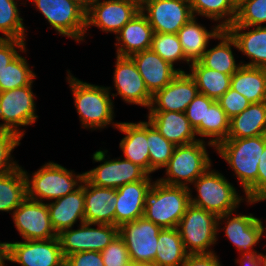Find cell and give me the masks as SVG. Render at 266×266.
I'll use <instances>...</instances> for the list:
<instances>
[{
	"label": "cell",
	"instance_id": "obj_25",
	"mask_svg": "<svg viewBox=\"0 0 266 266\" xmlns=\"http://www.w3.org/2000/svg\"><path fill=\"white\" fill-rule=\"evenodd\" d=\"M148 121L175 146L198 140L185 112L149 111Z\"/></svg>",
	"mask_w": 266,
	"mask_h": 266
},
{
	"label": "cell",
	"instance_id": "obj_4",
	"mask_svg": "<svg viewBox=\"0 0 266 266\" xmlns=\"http://www.w3.org/2000/svg\"><path fill=\"white\" fill-rule=\"evenodd\" d=\"M210 158L203 140L176 146L168 161L166 178L157 179L168 185L188 187L211 167ZM184 180V181H182ZM189 182V183H188Z\"/></svg>",
	"mask_w": 266,
	"mask_h": 266
},
{
	"label": "cell",
	"instance_id": "obj_26",
	"mask_svg": "<svg viewBox=\"0 0 266 266\" xmlns=\"http://www.w3.org/2000/svg\"><path fill=\"white\" fill-rule=\"evenodd\" d=\"M114 125V128L116 127L126 134L119 144L125 159L130 160L150 174L147 122H122L115 123Z\"/></svg>",
	"mask_w": 266,
	"mask_h": 266
},
{
	"label": "cell",
	"instance_id": "obj_51",
	"mask_svg": "<svg viewBox=\"0 0 266 266\" xmlns=\"http://www.w3.org/2000/svg\"><path fill=\"white\" fill-rule=\"evenodd\" d=\"M9 256V243L8 242H0V266H5L4 261H8Z\"/></svg>",
	"mask_w": 266,
	"mask_h": 266
},
{
	"label": "cell",
	"instance_id": "obj_54",
	"mask_svg": "<svg viewBox=\"0 0 266 266\" xmlns=\"http://www.w3.org/2000/svg\"><path fill=\"white\" fill-rule=\"evenodd\" d=\"M260 255L263 265L266 266V255L264 256L262 253H260Z\"/></svg>",
	"mask_w": 266,
	"mask_h": 266
},
{
	"label": "cell",
	"instance_id": "obj_57",
	"mask_svg": "<svg viewBox=\"0 0 266 266\" xmlns=\"http://www.w3.org/2000/svg\"><path fill=\"white\" fill-rule=\"evenodd\" d=\"M237 4L240 3L242 0H234Z\"/></svg>",
	"mask_w": 266,
	"mask_h": 266
},
{
	"label": "cell",
	"instance_id": "obj_1",
	"mask_svg": "<svg viewBox=\"0 0 266 266\" xmlns=\"http://www.w3.org/2000/svg\"><path fill=\"white\" fill-rule=\"evenodd\" d=\"M266 145V135L226 139L215 149L234 170L246 200L257 201L258 162Z\"/></svg>",
	"mask_w": 266,
	"mask_h": 266
},
{
	"label": "cell",
	"instance_id": "obj_44",
	"mask_svg": "<svg viewBox=\"0 0 266 266\" xmlns=\"http://www.w3.org/2000/svg\"><path fill=\"white\" fill-rule=\"evenodd\" d=\"M221 108L225 111L226 115L231 119L235 115L240 114L244 111L251 102L235 91L232 88H229L218 100Z\"/></svg>",
	"mask_w": 266,
	"mask_h": 266
},
{
	"label": "cell",
	"instance_id": "obj_13",
	"mask_svg": "<svg viewBox=\"0 0 266 266\" xmlns=\"http://www.w3.org/2000/svg\"><path fill=\"white\" fill-rule=\"evenodd\" d=\"M8 261L21 266H62L65 263L59 238L9 243Z\"/></svg>",
	"mask_w": 266,
	"mask_h": 266
},
{
	"label": "cell",
	"instance_id": "obj_23",
	"mask_svg": "<svg viewBox=\"0 0 266 266\" xmlns=\"http://www.w3.org/2000/svg\"><path fill=\"white\" fill-rule=\"evenodd\" d=\"M49 216L53 229L57 235L72 226L79 219L80 223L85 222L84 218V179L73 192L47 203Z\"/></svg>",
	"mask_w": 266,
	"mask_h": 266
},
{
	"label": "cell",
	"instance_id": "obj_9",
	"mask_svg": "<svg viewBox=\"0 0 266 266\" xmlns=\"http://www.w3.org/2000/svg\"><path fill=\"white\" fill-rule=\"evenodd\" d=\"M33 81L24 87L0 92V130H9L23 137L19 126L32 125L38 116L35 114Z\"/></svg>",
	"mask_w": 266,
	"mask_h": 266
},
{
	"label": "cell",
	"instance_id": "obj_8",
	"mask_svg": "<svg viewBox=\"0 0 266 266\" xmlns=\"http://www.w3.org/2000/svg\"><path fill=\"white\" fill-rule=\"evenodd\" d=\"M56 31L77 42L86 32V10L74 0H33Z\"/></svg>",
	"mask_w": 266,
	"mask_h": 266
},
{
	"label": "cell",
	"instance_id": "obj_56",
	"mask_svg": "<svg viewBox=\"0 0 266 266\" xmlns=\"http://www.w3.org/2000/svg\"><path fill=\"white\" fill-rule=\"evenodd\" d=\"M123 266H137V264L134 263L132 260H130L127 264H125Z\"/></svg>",
	"mask_w": 266,
	"mask_h": 266
},
{
	"label": "cell",
	"instance_id": "obj_22",
	"mask_svg": "<svg viewBox=\"0 0 266 266\" xmlns=\"http://www.w3.org/2000/svg\"><path fill=\"white\" fill-rule=\"evenodd\" d=\"M116 189L90 184L84 178V218L92 224L115 225Z\"/></svg>",
	"mask_w": 266,
	"mask_h": 266
},
{
	"label": "cell",
	"instance_id": "obj_15",
	"mask_svg": "<svg viewBox=\"0 0 266 266\" xmlns=\"http://www.w3.org/2000/svg\"><path fill=\"white\" fill-rule=\"evenodd\" d=\"M139 11L140 6L130 0H96L86 10V31L93 25L117 34Z\"/></svg>",
	"mask_w": 266,
	"mask_h": 266
},
{
	"label": "cell",
	"instance_id": "obj_35",
	"mask_svg": "<svg viewBox=\"0 0 266 266\" xmlns=\"http://www.w3.org/2000/svg\"><path fill=\"white\" fill-rule=\"evenodd\" d=\"M229 128L230 118L220 104L215 101L211 106H206L205 123H200L195 129V133L203 137H212L208 145L216 147L220 142L227 139Z\"/></svg>",
	"mask_w": 266,
	"mask_h": 266
},
{
	"label": "cell",
	"instance_id": "obj_3",
	"mask_svg": "<svg viewBox=\"0 0 266 266\" xmlns=\"http://www.w3.org/2000/svg\"><path fill=\"white\" fill-rule=\"evenodd\" d=\"M70 84L75 106L84 128L98 129L114 124L113 102L110 98L109 88L96 86L80 81L71 76L67 77Z\"/></svg>",
	"mask_w": 266,
	"mask_h": 266
},
{
	"label": "cell",
	"instance_id": "obj_2",
	"mask_svg": "<svg viewBox=\"0 0 266 266\" xmlns=\"http://www.w3.org/2000/svg\"><path fill=\"white\" fill-rule=\"evenodd\" d=\"M190 188L152 182L146 197L143 217L162 229L177 228L190 205Z\"/></svg>",
	"mask_w": 266,
	"mask_h": 266
},
{
	"label": "cell",
	"instance_id": "obj_33",
	"mask_svg": "<svg viewBox=\"0 0 266 266\" xmlns=\"http://www.w3.org/2000/svg\"><path fill=\"white\" fill-rule=\"evenodd\" d=\"M157 253L154 264L158 266H181L188 253L177 228H164L158 234Z\"/></svg>",
	"mask_w": 266,
	"mask_h": 266
},
{
	"label": "cell",
	"instance_id": "obj_12",
	"mask_svg": "<svg viewBox=\"0 0 266 266\" xmlns=\"http://www.w3.org/2000/svg\"><path fill=\"white\" fill-rule=\"evenodd\" d=\"M140 11L154 33L177 34L194 17L189 0H147L140 6Z\"/></svg>",
	"mask_w": 266,
	"mask_h": 266
},
{
	"label": "cell",
	"instance_id": "obj_30",
	"mask_svg": "<svg viewBox=\"0 0 266 266\" xmlns=\"http://www.w3.org/2000/svg\"><path fill=\"white\" fill-rule=\"evenodd\" d=\"M230 88L251 103L266 101V68L242 65L232 76Z\"/></svg>",
	"mask_w": 266,
	"mask_h": 266
},
{
	"label": "cell",
	"instance_id": "obj_52",
	"mask_svg": "<svg viewBox=\"0 0 266 266\" xmlns=\"http://www.w3.org/2000/svg\"><path fill=\"white\" fill-rule=\"evenodd\" d=\"M85 10H87L96 0H74Z\"/></svg>",
	"mask_w": 266,
	"mask_h": 266
},
{
	"label": "cell",
	"instance_id": "obj_48",
	"mask_svg": "<svg viewBox=\"0 0 266 266\" xmlns=\"http://www.w3.org/2000/svg\"><path fill=\"white\" fill-rule=\"evenodd\" d=\"M181 266H221L214 252L188 254Z\"/></svg>",
	"mask_w": 266,
	"mask_h": 266
},
{
	"label": "cell",
	"instance_id": "obj_6",
	"mask_svg": "<svg viewBox=\"0 0 266 266\" xmlns=\"http://www.w3.org/2000/svg\"><path fill=\"white\" fill-rule=\"evenodd\" d=\"M27 198L42 202L59 199L74 190L80 182H83L84 173L74 174L63 166L49 162L32 174L31 181L25 171Z\"/></svg>",
	"mask_w": 266,
	"mask_h": 266
},
{
	"label": "cell",
	"instance_id": "obj_7",
	"mask_svg": "<svg viewBox=\"0 0 266 266\" xmlns=\"http://www.w3.org/2000/svg\"><path fill=\"white\" fill-rule=\"evenodd\" d=\"M217 216L190 204L177 229L188 254L212 253L208 248L217 241Z\"/></svg>",
	"mask_w": 266,
	"mask_h": 266
},
{
	"label": "cell",
	"instance_id": "obj_27",
	"mask_svg": "<svg viewBox=\"0 0 266 266\" xmlns=\"http://www.w3.org/2000/svg\"><path fill=\"white\" fill-rule=\"evenodd\" d=\"M254 28L241 32V25H230L226 30L234 38L236 48L251 58V62L242 65L266 68V26Z\"/></svg>",
	"mask_w": 266,
	"mask_h": 266
},
{
	"label": "cell",
	"instance_id": "obj_17",
	"mask_svg": "<svg viewBox=\"0 0 266 266\" xmlns=\"http://www.w3.org/2000/svg\"><path fill=\"white\" fill-rule=\"evenodd\" d=\"M114 86L116 96L120 95L127 103L150 107L152 95L145 86L137 66L130 56L116 57Z\"/></svg>",
	"mask_w": 266,
	"mask_h": 266
},
{
	"label": "cell",
	"instance_id": "obj_42",
	"mask_svg": "<svg viewBox=\"0 0 266 266\" xmlns=\"http://www.w3.org/2000/svg\"><path fill=\"white\" fill-rule=\"evenodd\" d=\"M22 137L9 130H0V176L19 167L11 158V152L20 144ZM13 161V162H12Z\"/></svg>",
	"mask_w": 266,
	"mask_h": 266
},
{
	"label": "cell",
	"instance_id": "obj_28",
	"mask_svg": "<svg viewBox=\"0 0 266 266\" xmlns=\"http://www.w3.org/2000/svg\"><path fill=\"white\" fill-rule=\"evenodd\" d=\"M222 28L216 25L210 32L192 17L178 32L180 44L188 62H199L208 46L209 39L215 38Z\"/></svg>",
	"mask_w": 266,
	"mask_h": 266
},
{
	"label": "cell",
	"instance_id": "obj_38",
	"mask_svg": "<svg viewBox=\"0 0 266 266\" xmlns=\"http://www.w3.org/2000/svg\"><path fill=\"white\" fill-rule=\"evenodd\" d=\"M29 68L27 60L18 55L0 75V92L29 85L36 77Z\"/></svg>",
	"mask_w": 266,
	"mask_h": 266
},
{
	"label": "cell",
	"instance_id": "obj_43",
	"mask_svg": "<svg viewBox=\"0 0 266 266\" xmlns=\"http://www.w3.org/2000/svg\"><path fill=\"white\" fill-rule=\"evenodd\" d=\"M100 253L104 266H123L130 261L125 241L119 234Z\"/></svg>",
	"mask_w": 266,
	"mask_h": 266
},
{
	"label": "cell",
	"instance_id": "obj_14",
	"mask_svg": "<svg viewBox=\"0 0 266 266\" xmlns=\"http://www.w3.org/2000/svg\"><path fill=\"white\" fill-rule=\"evenodd\" d=\"M12 215L16 229L24 240H47L58 237L51 224L47 203L26 198Z\"/></svg>",
	"mask_w": 266,
	"mask_h": 266
},
{
	"label": "cell",
	"instance_id": "obj_46",
	"mask_svg": "<svg viewBox=\"0 0 266 266\" xmlns=\"http://www.w3.org/2000/svg\"><path fill=\"white\" fill-rule=\"evenodd\" d=\"M25 45V40L0 36V75L5 67L19 55L16 48L24 52L26 50Z\"/></svg>",
	"mask_w": 266,
	"mask_h": 266
},
{
	"label": "cell",
	"instance_id": "obj_5",
	"mask_svg": "<svg viewBox=\"0 0 266 266\" xmlns=\"http://www.w3.org/2000/svg\"><path fill=\"white\" fill-rule=\"evenodd\" d=\"M209 170L193 182L198 196L193 198L190 195V204L203 208L217 217L235 211L244 199L236 193L235 187L221 173Z\"/></svg>",
	"mask_w": 266,
	"mask_h": 266
},
{
	"label": "cell",
	"instance_id": "obj_34",
	"mask_svg": "<svg viewBox=\"0 0 266 266\" xmlns=\"http://www.w3.org/2000/svg\"><path fill=\"white\" fill-rule=\"evenodd\" d=\"M26 198L25 170L19 166L0 176V211L15 210Z\"/></svg>",
	"mask_w": 266,
	"mask_h": 266
},
{
	"label": "cell",
	"instance_id": "obj_24",
	"mask_svg": "<svg viewBox=\"0 0 266 266\" xmlns=\"http://www.w3.org/2000/svg\"><path fill=\"white\" fill-rule=\"evenodd\" d=\"M153 29L146 16L139 11L121 30L116 34L119 46L116 54L118 56H131L137 52L151 49ZM122 42V43H120Z\"/></svg>",
	"mask_w": 266,
	"mask_h": 266
},
{
	"label": "cell",
	"instance_id": "obj_45",
	"mask_svg": "<svg viewBox=\"0 0 266 266\" xmlns=\"http://www.w3.org/2000/svg\"><path fill=\"white\" fill-rule=\"evenodd\" d=\"M214 102L215 100L198 93L187 106L185 114L194 129H196L200 123H205L206 106H211Z\"/></svg>",
	"mask_w": 266,
	"mask_h": 266
},
{
	"label": "cell",
	"instance_id": "obj_41",
	"mask_svg": "<svg viewBox=\"0 0 266 266\" xmlns=\"http://www.w3.org/2000/svg\"><path fill=\"white\" fill-rule=\"evenodd\" d=\"M151 49L172 66H174L176 61L180 60L186 61L189 64L186 60L177 34L154 33Z\"/></svg>",
	"mask_w": 266,
	"mask_h": 266
},
{
	"label": "cell",
	"instance_id": "obj_40",
	"mask_svg": "<svg viewBox=\"0 0 266 266\" xmlns=\"http://www.w3.org/2000/svg\"><path fill=\"white\" fill-rule=\"evenodd\" d=\"M266 23V0H242L237 4V16L231 25H241V31Z\"/></svg>",
	"mask_w": 266,
	"mask_h": 266
},
{
	"label": "cell",
	"instance_id": "obj_11",
	"mask_svg": "<svg viewBox=\"0 0 266 266\" xmlns=\"http://www.w3.org/2000/svg\"><path fill=\"white\" fill-rule=\"evenodd\" d=\"M98 225V228H92ZM80 229H66L58 234L64 258L82 251H103L119 234V227L83 222Z\"/></svg>",
	"mask_w": 266,
	"mask_h": 266
},
{
	"label": "cell",
	"instance_id": "obj_31",
	"mask_svg": "<svg viewBox=\"0 0 266 266\" xmlns=\"http://www.w3.org/2000/svg\"><path fill=\"white\" fill-rule=\"evenodd\" d=\"M215 39H220V43L206 50L199 62L206 68L232 76L242 66L236 64L231 50V46L237 47V44L226 29H222Z\"/></svg>",
	"mask_w": 266,
	"mask_h": 266
},
{
	"label": "cell",
	"instance_id": "obj_18",
	"mask_svg": "<svg viewBox=\"0 0 266 266\" xmlns=\"http://www.w3.org/2000/svg\"><path fill=\"white\" fill-rule=\"evenodd\" d=\"M198 93L193 77L185 71L179 72L167 86L152 96L149 111L185 112Z\"/></svg>",
	"mask_w": 266,
	"mask_h": 266
},
{
	"label": "cell",
	"instance_id": "obj_47",
	"mask_svg": "<svg viewBox=\"0 0 266 266\" xmlns=\"http://www.w3.org/2000/svg\"><path fill=\"white\" fill-rule=\"evenodd\" d=\"M67 266H104L101 253L98 251H82L65 258Z\"/></svg>",
	"mask_w": 266,
	"mask_h": 266
},
{
	"label": "cell",
	"instance_id": "obj_37",
	"mask_svg": "<svg viewBox=\"0 0 266 266\" xmlns=\"http://www.w3.org/2000/svg\"><path fill=\"white\" fill-rule=\"evenodd\" d=\"M147 142L150 173H152L167 165L176 146L164 138L149 121L147 122Z\"/></svg>",
	"mask_w": 266,
	"mask_h": 266
},
{
	"label": "cell",
	"instance_id": "obj_21",
	"mask_svg": "<svg viewBox=\"0 0 266 266\" xmlns=\"http://www.w3.org/2000/svg\"><path fill=\"white\" fill-rule=\"evenodd\" d=\"M151 185V179H142L116 189L115 226L143 217Z\"/></svg>",
	"mask_w": 266,
	"mask_h": 266
},
{
	"label": "cell",
	"instance_id": "obj_55",
	"mask_svg": "<svg viewBox=\"0 0 266 266\" xmlns=\"http://www.w3.org/2000/svg\"><path fill=\"white\" fill-rule=\"evenodd\" d=\"M137 266H158V265L154 263H147V264H137Z\"/></svg>",
	"mask_w": 266,
	"mask_h": 266
},
{
	"label": "cell",
	"instance_id": "obj_16",
	"mask_svg": "<svg viewBox=\"0 0 266 266\" xmlns=\"http://www.w3.org/2000/svg\"><path fill=\"white\" fill-rule=\"evenodd\" d=\"M84 178L90 184L113 189L127 183L150 179L149 174L143 168L125 158L106 160L103 164L85 172Z\"/></svg>",
	"mask_w": 266,
	"mask_h": 266
},
{
	"label": "cell",
	"instance_id": "obj_19",
	"mask_svg": "<svg viewBox=\"0 0 266 266\" xmlns=\"http://www.w3.org/2000/svg\"><path fill=\"white\" fill-rule=\"evenodd\" d=\"M232 214L233 211L219 216L217 225H219L221 219L226 220L225 234L235 247L241 251L242 255L257 253L253 250V246L263 236L264 227L262 221L252 214H236L238 216L231 218Z\"/></svg>",
	"mask_w": 266,
	"mask_h": 266
},
{
	"label": "cell",
	"instance_id": "obj_10",
	"mask_svg": "<svg viewBox=\"0 0 266 266\" xmlns=\"http://www.w3.org/2000/svg\"><path fill=\"white\" fill-rule=\"evenodd\" d=\"M161 230L160 226L144 217L123 223L119 235L125 241L130 260L136 264L154 263Z\"/></svg>",
	"mask_w": 266,
	"mask_h": 266
},
{
	"label": "cell",
	"instance_id": "obj_20",
	"mask_svg": "<svg viewBox=\"0 0 266 266\" xmlns=\"http://www.w3.org/2000/svg\"><path fill=\"white\" fill-rule=\"evenodd\" d=\"M130 57L152 96L167 86L179 72H183V70L175 69L152 49L137 52Z\"/></svg>",
	"mask_w": 266,
	"mask_h": 266
},
{
	"label": "cell",
	"instance_id": "obj_53",
	"mask_svg": "<svg viewBox=\"0 0 266 266\" xmlns=\"http://www.w3.org/2000/svg\"><path fill=\"white\" fill-rule=\"evenodd\" d=\"M130 1H133L135 2L136 4H138L139 6H141L145 1L147 0H130Z\"/></svg>",
	"mask_w": 266,
	"mask_h": 266
},
{
	"label": "cell",
	"instance_id": "obj_49",
	"mask_svg": "<svg viewBox=\"0 0 266 266\" xmlns=\"http://www.w3.org/2000/svg\"><path fill=\"white\" fill-rule=\"evenodd\" d=\"M264 200H266V145L258 162L257 201L247 202L252 204Z\"/></svg>",
	"mask_w": 266,
	"mask_h": 266
},
{
	"label": "cell",
	"instance_id": "obj_29",
	"mask_svg": "<svg viewBox=\"0 0 266 266\" xmlns=\"http://www.w3.org/2000/svg\"><path fill=\"white\" fill-rule=\"evenodd\" d=\"M266 135V101L251 103L230 119L227 139H241Z\"/></svg>",
	"mask_w": 266,
	"mask_h": 266
},
{
	"label": "cell",
	"instance_id": "obj_50",
	"mask_svg": "<svg viewBox=\"0 0 266 266\" xmlns=\"http://www.w3.org/2000/svg\"><path fill=\"white\" fill-rule=\"evenodd\" d=\"M241 259L237 260L236 263H241V266H264L261 260L260 254H247L242 255Z\"/></svg>",
	"mask_w": 266,
	"mask_h": 266
},
{
	"label": "cell",
	"instance_id": "obj_36",
	"mask_svg": "<svg viewBox=\"0 0 266 266\" xmlns=\"http://www.w3.org/2000/svg\"><path fill=\"white\" fill-rule=\"evenodd\" d=\"M193 15L206 16L218 24L222 29H227L235 22L237 16V3L234 0H189Z\"/></svg>",
	"mask_w": 266,
	"mask_h": 266
},
{
	"label": "cell",
	"instance_id": "obj_39",
	"mask_svg": "<svg viewBox=\"0 0 266 266\" xmlns=\"http://www.w3.org/2000/svg\"><path fill=\"white\" fill-rule=\"evenodd\" d=\"M15 0H0V32L4 38L25 40L23 19Z\"/></svg>",
	"mask_w": 266,
	"mask_h": 266
},
{
	"label": "cell",
	"instance_id": "obj_32",
	"mask_svg": "<svg viewBox=\"0 0 266 266\" xmlns=\"http://www.w3.org/2000/svg\"><path fill=\"white\" fill-rule=\"evenodd\" d=\"M189 73L196 82L199 93L217 101L231 85V75L206 68L200 62L189 65Z\"/></svg>",
	"mask_w": 266,
	"mask_h": 266
}]
</instances>
